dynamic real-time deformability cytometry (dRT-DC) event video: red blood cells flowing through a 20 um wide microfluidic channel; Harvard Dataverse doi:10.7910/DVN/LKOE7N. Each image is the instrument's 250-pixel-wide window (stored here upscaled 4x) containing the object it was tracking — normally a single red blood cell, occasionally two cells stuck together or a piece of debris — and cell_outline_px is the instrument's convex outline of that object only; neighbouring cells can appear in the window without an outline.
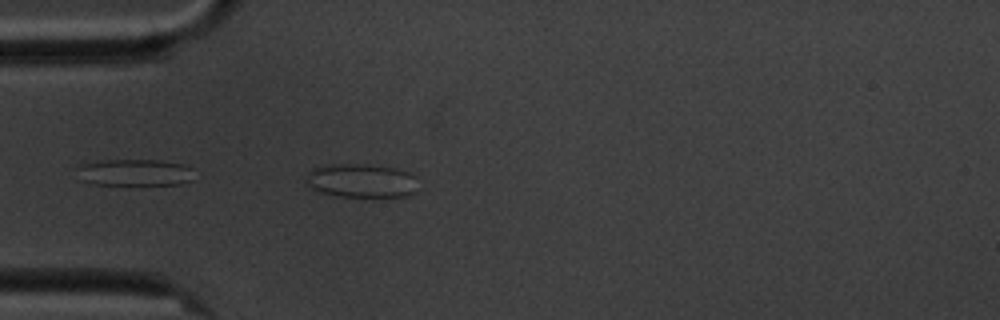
{"species": "common noctule bat (a hibernating species)", "species_latin": "Nyctalus noctula", "temperature_condition": "cold", "stored_images_in_passage": 4, "camera_frame_rate_fps": 3000, "um_per_image_px": 0.085, "animal": {"sex": "male", "body_mass_g": 20.1, "forearm_length_mm": 53.5}, "frame": {"image": 1, "passage_image": 4, "time_ms": 4.333, "image_size_px": [1000, 320], "cell_outline_px": [[416, 192], [408, 196], [340, 196], [320, 192], [312, 188], [304, 180], [308, 172], [312, 168], [332, 164], [364, 164], [396, 168], [408, 172], [416, 176]], "centroid_in_image_um": [30.72, 15.35], "position_along_channel_um": 54.3, "area_um2": 22.08}}